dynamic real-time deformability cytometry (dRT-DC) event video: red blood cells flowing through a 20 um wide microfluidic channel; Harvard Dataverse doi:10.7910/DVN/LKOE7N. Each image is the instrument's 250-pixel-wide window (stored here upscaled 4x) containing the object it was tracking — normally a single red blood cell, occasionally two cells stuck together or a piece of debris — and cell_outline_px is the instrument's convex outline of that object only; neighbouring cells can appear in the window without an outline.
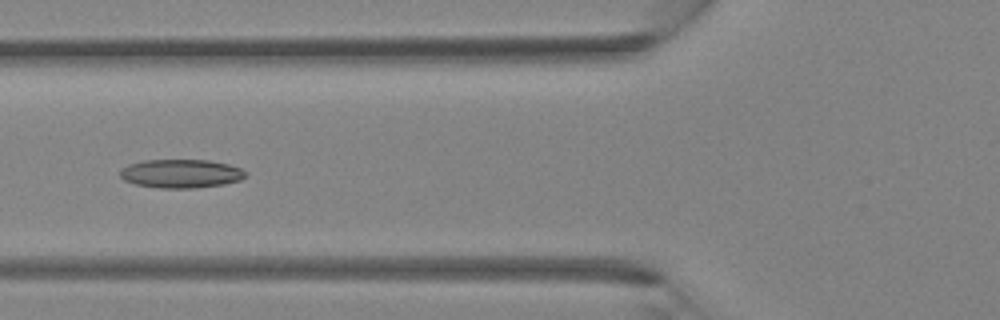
{"species": "Egyptian fruit bat (a non-hibernating species)", "species_latin": "Rousettus aegyptiacus", "temperature_condition": "room temperature", "stored_images_in_passage": 37, "camera_frame_rate_fps": 3000, "um_per_image_px": 0.085, "animal": {"sex": "female"}, "frame": {"image": 1, "passage_image": 13, "time_ms": 4.0, "image_size_px": [1000, 320], "cell_outline_px": [[248, 172], [240, 180], [224, 184], [196, 188], [160, 188], [136, 184], [124, 180], [120, 176], [120, 168], [128, 164], [144, 160], [208, 160], [228, 164], [240, 168]], "centroid_in_image_um": [15.37, 14.75], "position_along_channel_um": 110.4, "area_um2": 20.98}}
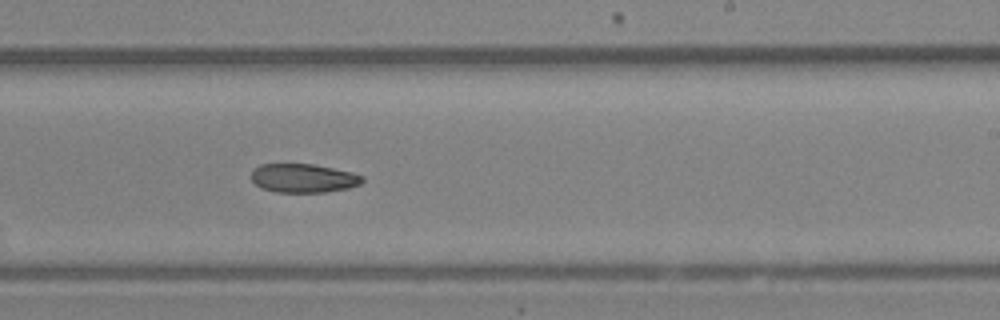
{"frame": {"image": 2, "passage_image": 22, "time_ms": 7.0, "image_size_px": [1000, 320], "cell_outline_px": [[364, 180], [360, 184], [348, 188], [324, 192], [276, 192], [260, 188], [252, 180], [252, 168], [260, 164], [312, 164], [352, 172], [364, 176]], "centroid_in_image_um": [25.77, 15.14], "position_along_channel_um": 263.2, "area_um2": 18.67}}
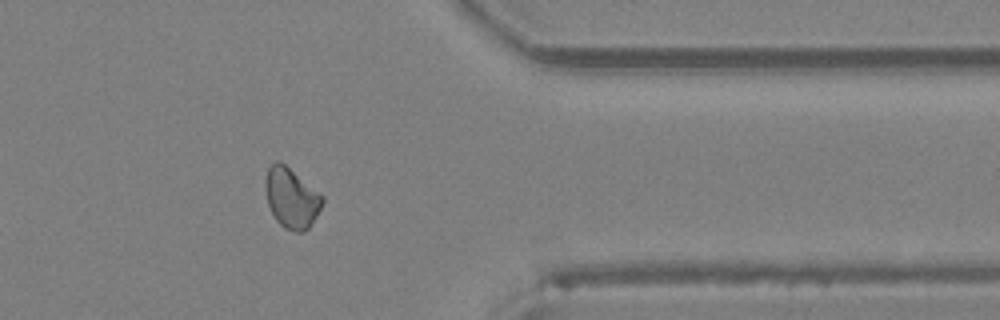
{"frame": {"image": 3, "passage_image": 30, "time_ms": 9.667, "image_size_px": [1000, 320], "cell_outline_px": [[324, 200], [316, 216], [308, 228], [304, 232], [296, 232], [284, 228], [276, 220], [268, 204], [264, 188], [264, 180], [268, 168], [276, 160], [280, 160], [324, 196]], "centroid_in_image_um": [24.75, 16.81], "position_along_channel_um": 386.6, "area_um2": 20.0}}